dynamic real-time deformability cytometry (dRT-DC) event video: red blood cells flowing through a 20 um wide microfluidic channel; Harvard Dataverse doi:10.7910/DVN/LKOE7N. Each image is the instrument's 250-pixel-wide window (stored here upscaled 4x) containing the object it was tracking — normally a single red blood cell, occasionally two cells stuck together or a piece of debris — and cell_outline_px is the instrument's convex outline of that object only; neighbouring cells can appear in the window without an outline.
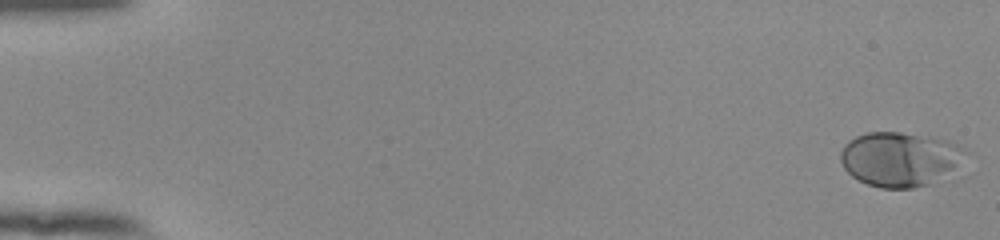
{"species": "human", "species_latin": "Homo sapiens", "temperature_condition": "room temperature", "stored_images_in_passage": 30, "camera_frame_rate_fps": 3000, "um_per_image_px": 0.085, "donor": {"sex": "female"}, "frame": {"image": 1, "passage_image": 1, "time_ms": 0.0, "image_size_px": [1000, 240], "cell_outline_px": [[972, 152], [928, 184], [912, 188], [880, 188], [868, 184], [852, 176], [844, 168], [840, 160], [840, 152], [844, 144], [848, 140], [856, 136], [868, 132], [900, 132], [948, 140], [968, 148]], "centroid_in_image_um": [76.45, 13.49], "position_along_channel_um": 8.6, "area_um2": 39.19}}